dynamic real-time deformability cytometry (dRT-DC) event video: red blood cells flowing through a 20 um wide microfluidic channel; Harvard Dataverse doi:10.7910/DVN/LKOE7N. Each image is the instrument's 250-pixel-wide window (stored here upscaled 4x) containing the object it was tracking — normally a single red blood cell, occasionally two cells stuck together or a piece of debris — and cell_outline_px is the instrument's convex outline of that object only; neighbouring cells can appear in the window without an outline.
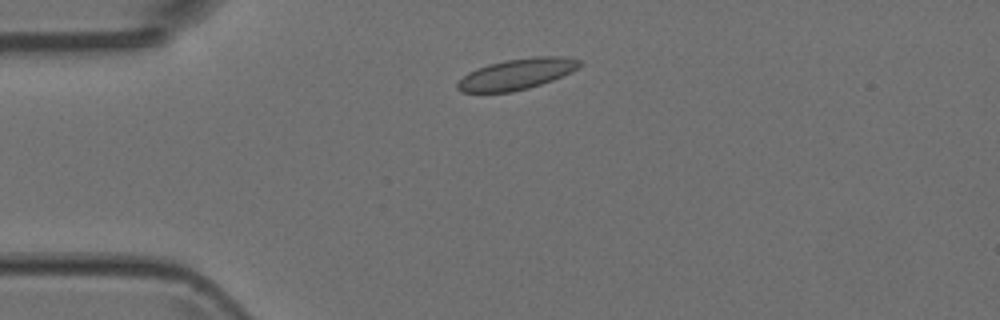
{"species": "Egyptian fruit bat (a non-hibernating species)", "species_latin": "Rousettus aegyptiacus", "temperature_condition": "room temperature", "stored_images_in_passage": 7, "camera_frame_rate_fps": 3000, "um_per_image_px": 0.085, "animal": {"sex": "female"}, "frame": {"image": 1, "passage_image": 2, "time_ms": 0.333, "image_size_px": [1000, 320], "cell_outline_px": [[584, 64], [580, 68], [572, 72], [552, 80], [528, 88], [512, 92], [460, 92], [456, 88], [456, 84], [468, 72], [476, 68], [488, 64], [504, 60], [532, 56], [564, 56], [584, 60]], "centroid_in_image_um": [43.98, 6.27], "position_along_channel_um": 41.0, "area_um2": 22.31}}
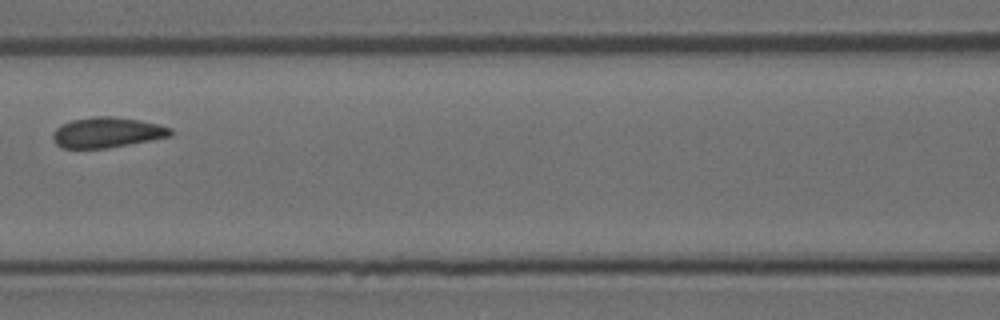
{"frame": {"image": 2, "passage_image": 5, "time_ms": 1.333, "image_size_px": [1000, 320], "cell_outline_px": [[172, 136], [128, 144], [104, 148], [64, 148], [56, 144], [52, 136], [52, 132], [56, 128], [72, 120], [92, 116], [112, 116], [140, 120], [160, 124], [172, 128]], "centroid_in_image_um": [9.11, 11.24], "position_along_channel_um": 157.5, "area_um2": 20.75}}
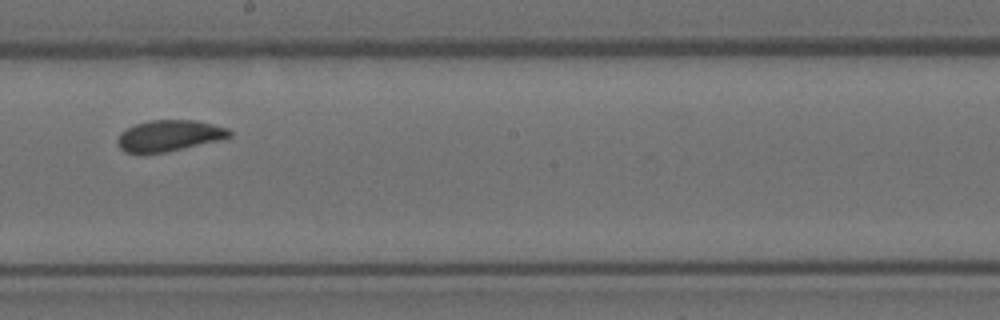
{"frame": {"image": 3, "passage_image": 7, "time_ms": 2.0, "image_size_px": [1000, 320], "cell_outline_px": [[232, 136], [220, 140], [168, 152], [144, 156], [124, 152], [116, 144], [116, 140], [120, 132], [136, 124], [152, 120], [196, 120], [228, 128], [232, 132]], "centroid_in_image_um": [14.33, 11.57], "position_along_channel_um": 233.9, "area_um2": 20.92}}